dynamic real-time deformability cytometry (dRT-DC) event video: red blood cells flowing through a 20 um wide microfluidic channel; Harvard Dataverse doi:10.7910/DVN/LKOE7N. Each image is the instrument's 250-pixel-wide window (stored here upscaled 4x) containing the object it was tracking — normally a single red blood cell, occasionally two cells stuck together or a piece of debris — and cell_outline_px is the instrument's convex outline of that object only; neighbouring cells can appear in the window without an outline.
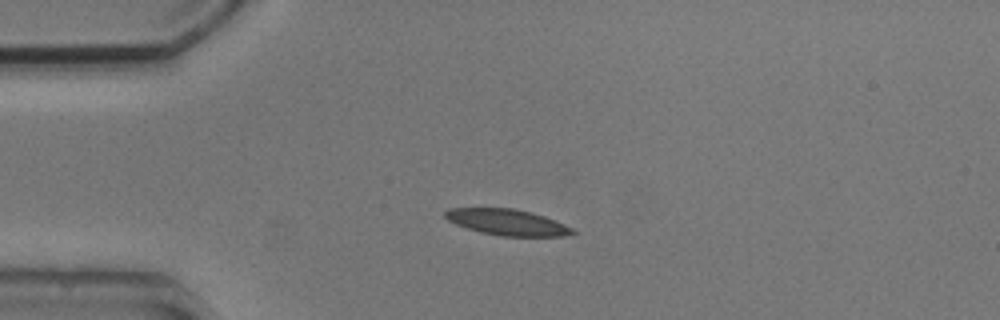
{"species": "common noctule bat (a hibernating species)", "species_latin": "Nyctalus noctula", "temperature_condition": "cold", "stored_images_in_passage": 7, "camera_frame_rate_fps": 3000, "um_per_image_px": 0.085, "animal": {"sex": "male", "body_mass_g": 20.5, "forearm_length_mm": 52.5}, "frame": {"image": 1, "passage_image": 3, "time_ms": 2.333, "image_size_px": [1000, 320], "cell_outline_px": [[580, 232], [564, 236], [504, 236], [480, 232], [456, 224], [448, 220], [444, 216], [444, 212], [448, 208], [512, 208], [532, 212], [556, 220]], "centroid_in_image_um": [43.15, 18.89], "position_along_channel_um": 41.9, "area_um2": 19.36}}